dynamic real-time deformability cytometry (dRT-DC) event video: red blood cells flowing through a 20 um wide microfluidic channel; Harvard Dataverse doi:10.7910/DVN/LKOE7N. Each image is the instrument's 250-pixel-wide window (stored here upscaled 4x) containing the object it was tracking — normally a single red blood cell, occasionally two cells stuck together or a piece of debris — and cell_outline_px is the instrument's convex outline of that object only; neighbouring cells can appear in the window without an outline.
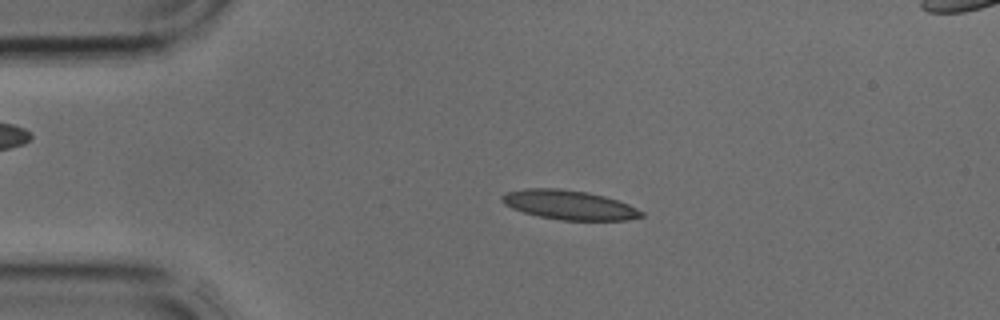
{"species": "common noctule bat (a hibernating species)", "species_latin": "Nyctalus noctula", "temperature_condition": "cold", "stored_images_in_passage": 40, "segment_of_instrument_passage": [1, 2], "camera_frame_rate_fps": 3000, "um_per_image_px": 0.085, "animal": {"sex": "male", "body_mass_g": 17.9, "forearm_length_mm": 54.2}, "frame": {"image": 1, "passage_image": 8, "time_ms": 2.333, "image_size_px": [1000, 320], "cell_outline_px": [[644, 216], [628, 220], [560, 220], [540, 216], [524, 212], [512, 208], [504, 204], [500, 200], [500, 196], [504, 192], [524, 188], [560, 188], [588, 192], [604, 196], [628, 204], [644, 212]], "centroid_in_image_um": [48.34, 17.41], "position_along_channel_um": 36.7, "area_um2": 23.93}}
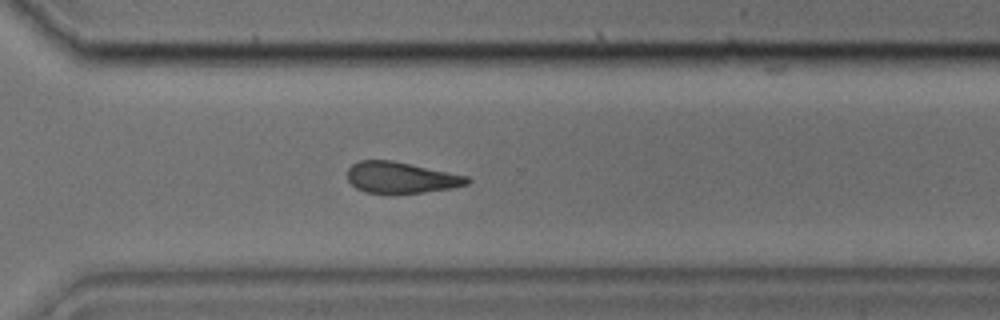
{"frame": {"image": 2, "passage_image": 28, "time_ms": 9.0, "image_size_px": [1000, 320], "cell_outline_px": [[472, 180], [468, 184], [452, 188], [424, 192], [392, 196], [364, 192], [356, 188], [348, 180], [348, 168], [352, 164], [360, 160], [392, 160], [468, 176]], "centroid_in_image_um": [34.07, 15.13], "position_along_channel_um": 336.5, "area_um2": 22.37}}
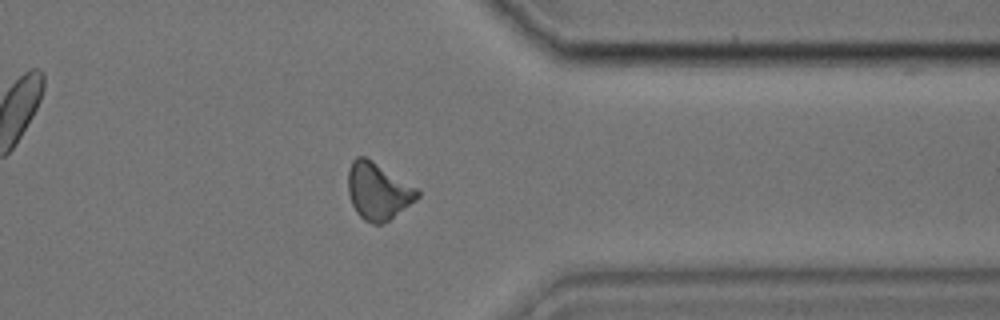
{"frame": {"image": 3, "passage_image": 31, "time_ms": 10.0, "image_size_px": [1000, 320], "cell_outline_px": [[420, 196], [416, 200], [384, 224], [372, 224], [364, 220], [356, 212], [352, 204], [348, 192], [348, 168], [352, 160], [356, 156], [364, 156], [372, 160], [416, 188], [420, 192]], "centroid_in_image_um": [32.11, 16.26], "position_along_channel_um": 379.3, "area_um2": 22.95}}